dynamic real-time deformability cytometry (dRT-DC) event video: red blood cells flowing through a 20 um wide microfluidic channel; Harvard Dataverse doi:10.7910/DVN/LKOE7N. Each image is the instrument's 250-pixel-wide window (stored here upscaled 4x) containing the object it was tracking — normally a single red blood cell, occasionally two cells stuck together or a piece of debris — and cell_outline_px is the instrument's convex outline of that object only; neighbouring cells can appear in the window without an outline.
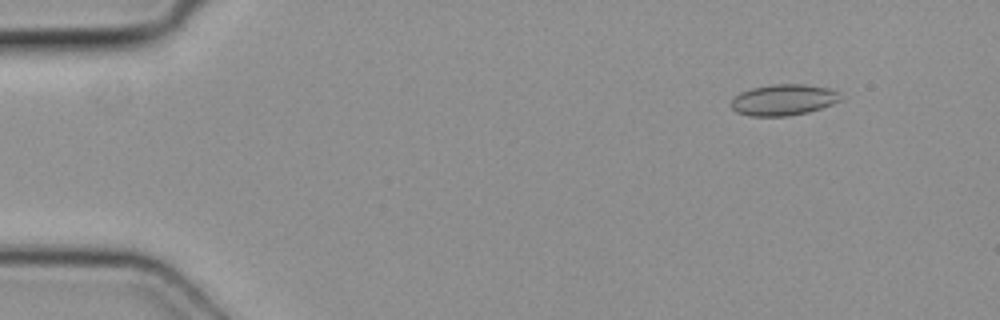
{"species": "common noctule bat (a hibernating species)", "species_latin": "Nyctalus noctula", "temperature_condition": "cold", "stored_images_in_passage": 4, "camera_frame_rate_fps": 3000, "um_per_image_px": 0.085, "animal": {"sex": "female", "body_mass_g": 19.3, "forearm_length_mm": 54.1}, "frame": {"image": 1, "passage_image": 1, "time_ms": 0.0, "image_size_px": [1000, 320], "cell_outline_px": [[840, 100], [832, 104], [808, 112], [788, 116], [748, 116], [736, 112], [732, 108], [732, 100], [740, 92], [752, 88], [776, 84], [804, 84], [828, 88], [836, 92]], "centroid_in_image_um": [66.55, 8.5], "position_along_channel_um": 18.4, "area_um2": 19.54}}
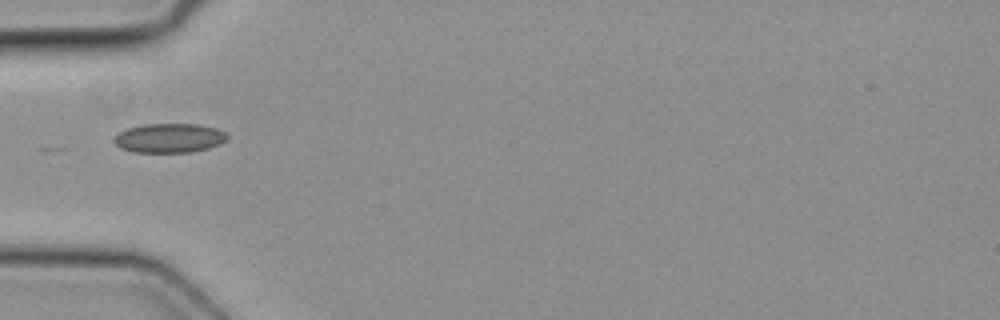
{"frame": {"image": 2, "passage_image": 4, "time_ms": 1.0, "image_size_px": [1000, 320], "cell_outline_px": [[228, 136], [220, 144], [208, 148], [192, 152], [132, 152], [120, 148], [112, 140], [120, 132], [128, 128], [144, 124], [196, 124], [216, 128], [224, 132]], "centroid_in_image_um": [14.37, 11.74], "position_along_channel_um": 70.6, "area_um2": 19.19}}